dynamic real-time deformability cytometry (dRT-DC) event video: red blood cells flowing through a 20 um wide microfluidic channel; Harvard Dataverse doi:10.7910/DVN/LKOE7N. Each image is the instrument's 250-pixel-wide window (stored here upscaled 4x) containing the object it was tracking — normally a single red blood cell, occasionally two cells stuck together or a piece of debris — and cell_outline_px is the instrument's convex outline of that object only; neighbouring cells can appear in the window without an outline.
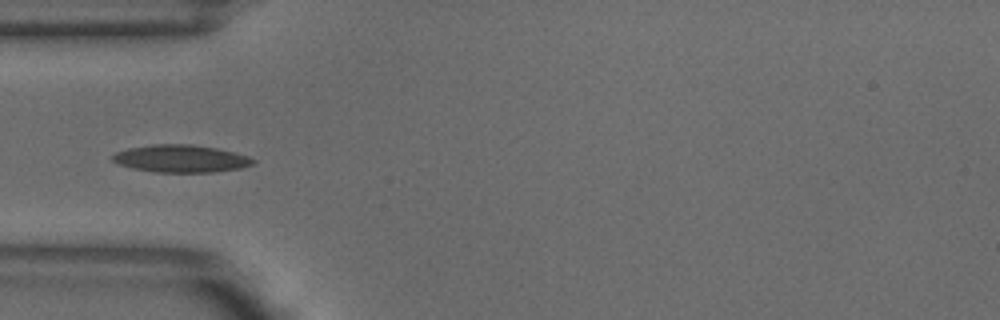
{"species": "common noctule bat (a hibernating species)", "species_latin": "Nyctalus noctula", "temperature_condition": "warm", "stored_images_in_passage": 1, "camera_frame_rate_fps": 3000, "um_per_image_px": 0.085, "animal": {"sex": "male", "body_mass_g": 18.8}, "frame": {"image": 1, "passage_image": 1, "time_ms": 0.0, "image_size_px": [1000, 320], "cell_outline_px": [[256, 160], [252, 164], [240, 168], [212, 172], [156, 172], [132, 168], [116, 164], [112, 160], [112, 156], [116, 152], [128, 148], [152, 144], [192, 144], [216, 148], [248, 156]], "centroid_in_image_um": [15.33, 13.48], "position_along_channel_um": 69.7, "area_um2": 22.43}}